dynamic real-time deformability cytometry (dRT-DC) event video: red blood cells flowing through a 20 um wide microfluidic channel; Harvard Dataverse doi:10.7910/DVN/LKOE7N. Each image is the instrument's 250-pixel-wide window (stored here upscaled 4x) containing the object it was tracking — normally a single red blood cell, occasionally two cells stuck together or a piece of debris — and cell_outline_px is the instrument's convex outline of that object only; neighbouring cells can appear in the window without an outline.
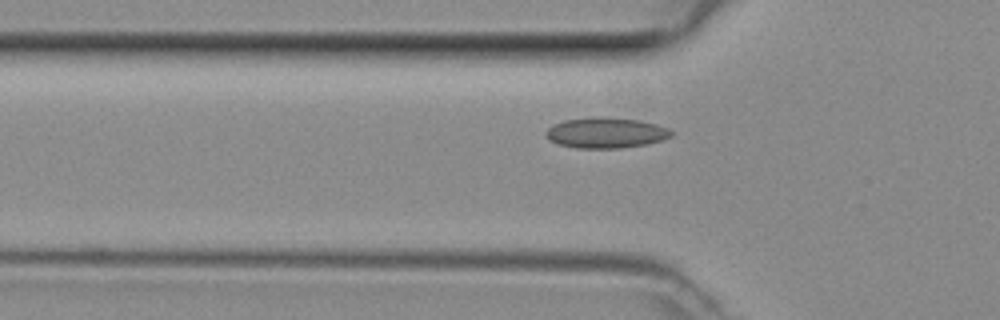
{"species": "common noctule bat (a hibernating species)", "species_latin": "Nyctalus noctula", "temperature_condition": "room temperature", "stored_images_in_passage": 33, "camera_frame_rate_fps": 3000, "um_per_image_px": 0.085, "animal": {"sex": "female", "body_mass_g": 29.2, "forearm_length_mm": 56.3}, "frame": {"image": 1, "passage_image": 4, "time_ms": 1.0, "image_size_px": [1000, 320], "cell_outline_px": [[672, 136], [648, 144], [620, 148], [576, 148], [556, 144], [548, 140], [544, 132], [552, 124], [564, 120], [592, 116], [604, 116], [640, 120], [656, 124], [668, 128], [672, 132]], "centroid_in_image_um": [51.45, 11.28], "position_along_channel_um": 74.4, "area_um2": 22.72}}
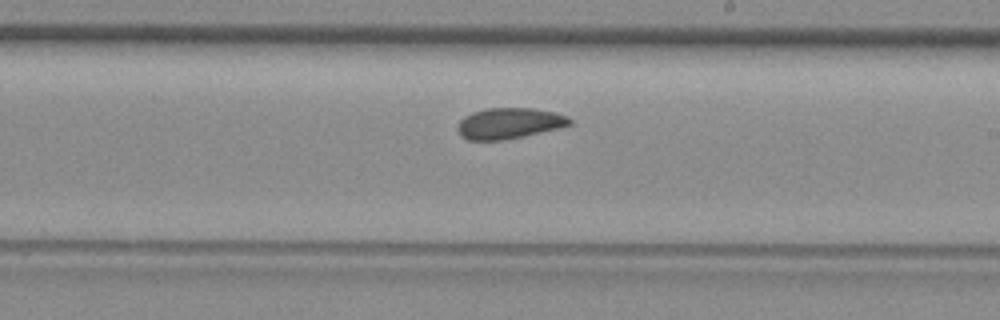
{"frame": {"image": 2, "passage_image": 16, "time_ms": 5.0, "image_size_px": [1000, 320], "cell_outline_px": [[572, 124], [524, 136], [504, 140], [468, 140], [460, 136], [456, 128], [460, 120], [464, 116], [472, 112], [484, 108], [532, 108], [556, 112], [568, 116], [572, 120]], "centroid_in_image_um": [43.25, 10.47], "position_along_channel_um": 245.8, "area_um2": 20.29}}
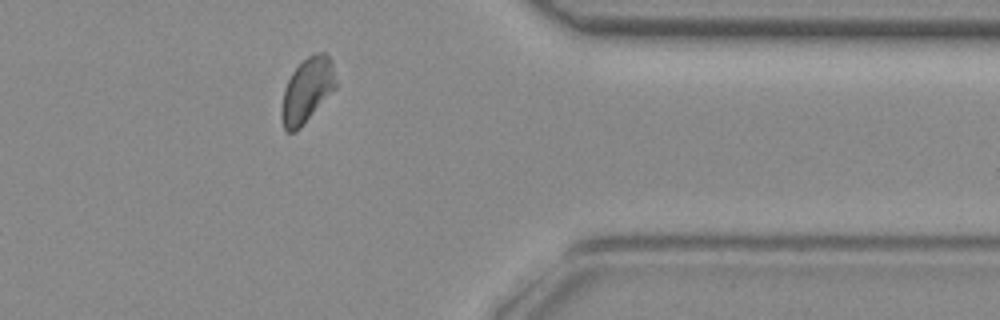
{"frame": {"image": 3, "passage_image": 27, "time_ms": 8.667, "image_size_px": [1000, 320], "cell_outline_px": [[336, 88], [300, 128], [296, 132], [288, 132], [284, 128], [280, 116], [280, 112], [284, 92], [288, 80], [292, 72], [308, 56], [316, 52], [324, 52], [332, 60], [336, 80]], "centroid_in_image_um": [26.11, 7.68], "position_along_channel_um": 385.3, "area_um2": 20.35}}